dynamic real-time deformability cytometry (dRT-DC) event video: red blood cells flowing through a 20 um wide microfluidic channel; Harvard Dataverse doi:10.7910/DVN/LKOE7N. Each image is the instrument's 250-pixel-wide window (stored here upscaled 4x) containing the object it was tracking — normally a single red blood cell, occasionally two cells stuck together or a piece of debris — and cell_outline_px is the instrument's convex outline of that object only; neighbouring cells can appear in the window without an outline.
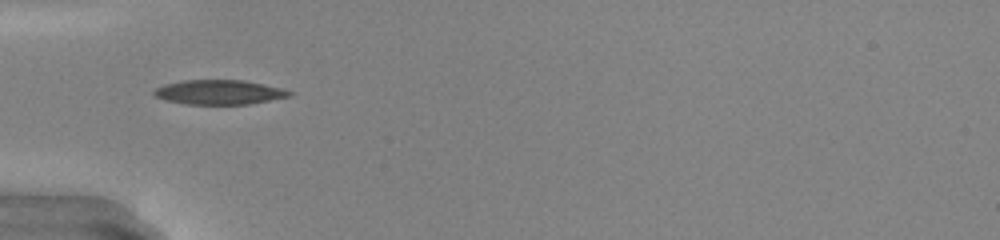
{"species": "common noctule bat (a hibernating species)", "species_latin": "Nyctalus noctula", "temperature_condition": "warm", "stored_images_in_passage": 33, "camera_frame_rate_fps": 3000, "um_per_image_px": 0.085, "animal": {"sex": "male", "body_mass_g": 20.0, "forearm_length_mm": 53.3}, "frame": {"image": 1, "passage_image": 1, "time_ms": 0.0, "image_size_px": [1000, 240], "cell_outline_px": [[292, 96], [248, 104], [188, 104], [168, 100], [156, 96], [152, 92], [156, 88], [164, 84], [184, 80], [244, 80], [264, 84], [280, 88], [292, 92]], "centroid_in_image_um": [18.65, 7.83], "position_along_channel_um": 66.4, "area_um2": 19.13}}
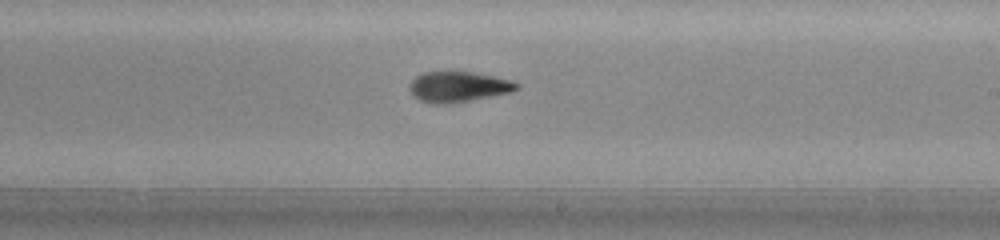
{"frame": {"image": 2, "passage_image": 14, "time_ms": 4.333, "image_size_px": [1000, 240], "cell_outline_px": [[520, 88], [512, 92], [448, 104], [432, 104], [420, 100], [412, 96], [408, 88], [408, 84], [416, 76], [424, 72], [472, 72], [512, 80], [520, 84]], "centroid_in_image_um": [38.93, 7.38], "position_along_channel_um": 250.1, "area_um2": 19.13}}
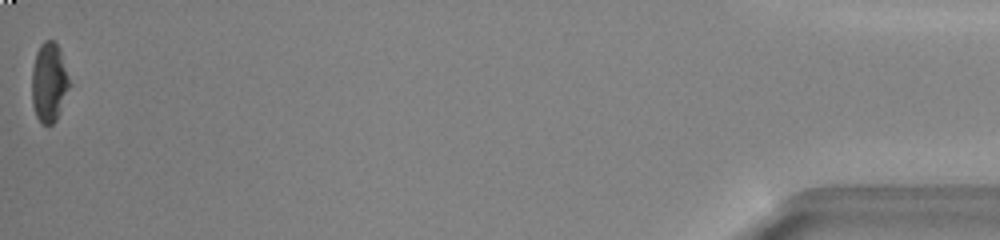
{"frame": {"image": 3, "passage_image": 33, "time_ms": 10.667, "image_size_px": [1000, 240], "cell_outline_px": [[72, 84], [60, 112], [56, 120], [52, 124], [40, 124], [36, 116], [32, 104], [32, 68], [36, 52], [40, 44], [44, 40], [52, 40], [60, 48]], "centroid_in_image_um": [4.19, 7.0], "position_along_channel_um": 431.0, "area_um2": 17.86}, "authors_computed_cell_mechanics": {"area_um2": 19.1896, "velocity_mm_per_s": 4.2842, "shape_relaxation_time_tau1_ms": 2.7268, "shape_relaxation_time_tau2_ms": 4.4409, "deformation_change_tau1": 0.1649, "deformation_change_tau2": 0.1238}}